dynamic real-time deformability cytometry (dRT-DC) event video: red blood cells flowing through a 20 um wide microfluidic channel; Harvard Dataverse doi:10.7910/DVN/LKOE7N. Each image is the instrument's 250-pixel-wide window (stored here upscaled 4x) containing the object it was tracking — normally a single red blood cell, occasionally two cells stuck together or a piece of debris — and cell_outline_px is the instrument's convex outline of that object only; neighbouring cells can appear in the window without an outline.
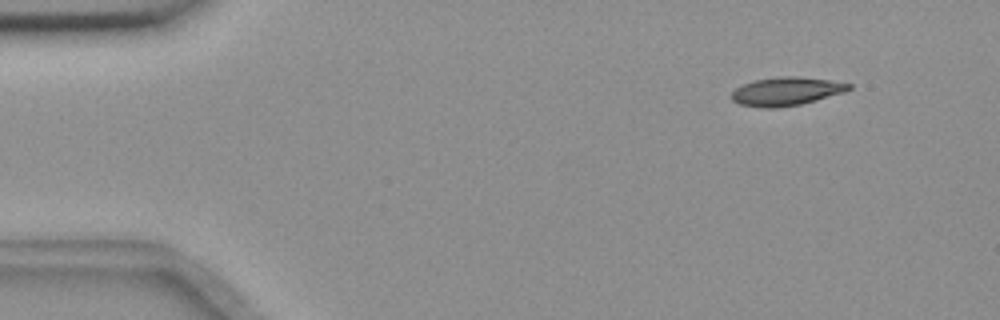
{"species": "common noctule bat (a hibernating species)", "species_latin": "Nyctalus noctula", "temperature_condition": "room temperature", "stored_images_in_passage": 6, "camera_frame_rate_fps": 3000, "um_per_image_px": 0.085, "animal": {"sex": "female", "body_mass_g": 18.4}, "frame": {"image": 1, "passage_image": 2, "time_ms": 0.333, "image_size_px": [1000, 320], "cell_outline_px": [[852, 88], [844, 92], [816, 100], [800, 104], [776, 108], [764, 108], [740, 104], [732, 100], [732, 92], [736, 88], [744, 84], [756, 80], [780, 76], [796, 76], [828, 80], [852, 84]], "centroid_in_image_um": [66.84, 7.76], "position_along_channel_um": 18.2, "area_um2": 19.19}}
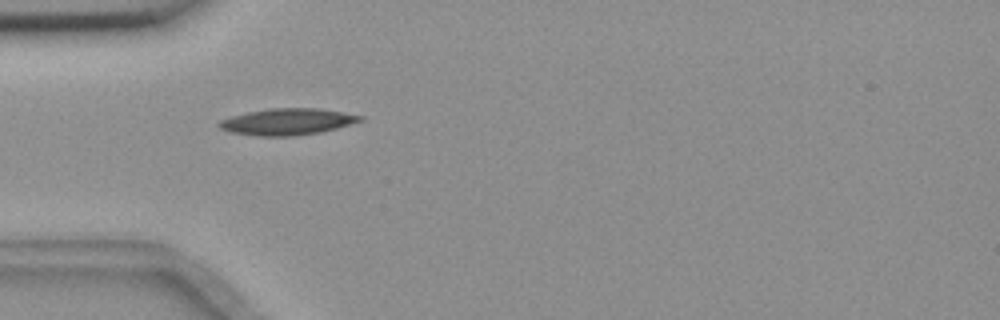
{"frame": {"image": 2, "passage_image": 5, "time_ms": 1.333, "image_size_px": [1000, 320], "cell_outline_px": [[364, 120], [336, 128], [320, 132], [292, 136], [256, 136], [232, 132], [220, 128], [216, 124], [220, 120], [232, 116], [248, 112], [272, 108], [320, 108], [364, 116]], "centroid_in_image_um": [24.43, 10.34], "position_along_channel_um": 60.6, "area_um2": 21.68}}